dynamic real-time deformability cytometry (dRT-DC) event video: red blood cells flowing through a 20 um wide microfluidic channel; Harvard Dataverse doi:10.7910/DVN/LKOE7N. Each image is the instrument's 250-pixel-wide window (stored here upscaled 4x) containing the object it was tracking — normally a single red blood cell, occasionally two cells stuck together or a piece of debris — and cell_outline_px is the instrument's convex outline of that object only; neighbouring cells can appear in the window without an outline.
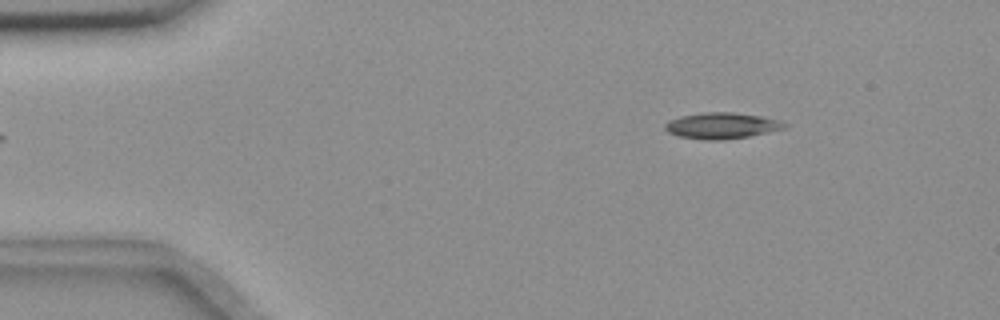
{"species": "common noctule bat (a hibernating species)", "species_latin": "Nyctalus noctula", "temperature_condition": "room temperature", "stored_images_in_passage": 5, "camera_frame_rate_fps": 3000, "um_per_image_px": 0.085, "animal": {"sex": "female", "body_mass_g": 18.4}, "frame": {"image": 1, "passage_image": 5, "time_ms": 5.667, "image_size_px": [1000, 320], "cell_outline_px": [[788, 124], [784, 128], [768, 132], [748, 136], [724, 140], [704, 140], [676, 136], [668, 132], [664, 128], [664, 124], [668, 120], [680, 116], [704, 112], [732, 112], [764, 116], [780, 120]], "centroid_in_image_um": [61.32, 10.68], "position_along_channel_um": 23.7, "area_um2": 18.38}}